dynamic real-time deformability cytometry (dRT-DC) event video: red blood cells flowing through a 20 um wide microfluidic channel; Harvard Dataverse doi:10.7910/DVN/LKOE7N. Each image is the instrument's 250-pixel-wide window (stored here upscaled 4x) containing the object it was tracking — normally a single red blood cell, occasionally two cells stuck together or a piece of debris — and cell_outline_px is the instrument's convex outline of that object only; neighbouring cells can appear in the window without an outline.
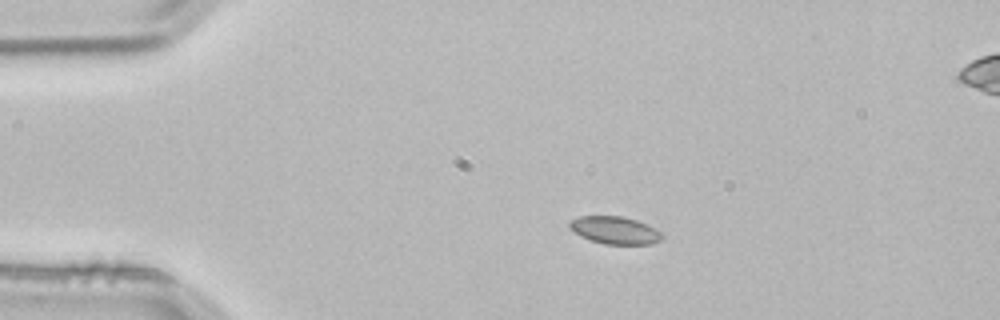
{"species": "common noctule bat (a hibernating species)", "species_latin": "Nyctalus noctula", "temperature_condition": "room temperature", "stored_images_in_passage": 3, "segment_of_instrument_passage": [1, 2], "camera_frame_rate_fps": 3000, "um_per_image_px": 0.085, "animal": {"sex": "male", "body_mass_g": 21.5, "forearm_length_mm": 52.0}, "frame": {"image": 1, "passage_image": 1, "time_ms": 0.0, "image_size_px": [1000, 320], "cell_outline_px": [[664, 236], [660, 240], [652, 244], [604, 244], [580, 236], [568, 224], [572, 220], [580, 216], [620, 216], [636, 220], [648, 224], [660, 232]], "centroid_in_image_um": [52.3, 19.57], "position_along_channel_um": 32.7, "area_um2": 14.62}}